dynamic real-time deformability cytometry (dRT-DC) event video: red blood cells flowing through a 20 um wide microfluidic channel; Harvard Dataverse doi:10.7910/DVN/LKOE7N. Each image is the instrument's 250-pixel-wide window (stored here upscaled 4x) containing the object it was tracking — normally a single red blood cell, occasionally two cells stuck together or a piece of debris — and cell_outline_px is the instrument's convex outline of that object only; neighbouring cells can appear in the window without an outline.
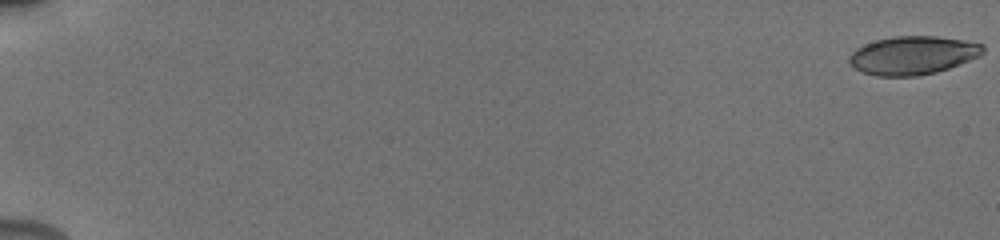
{"species": "human", "species_latin": "Homo sapiens", "temperature_condition": "cold", "stored_images_in_passage": 63, "camera_frame_rate_fps": 3000, "um_per_image_px": 0.085, "donor": {"sex": "male"}, "frame": {"image": 1, "passage_image": 1, "time_ms": 0.0, "image_size_px": [1000, 240], "cell_outline_px": [[984, 52], [980, 56], [948, 68], [936, 72], [916, 76], [876, 76], [864, 72], [856, 68], [848, 60], [848, 56], [856, 48], [864, 44], [876, 40], [892, 36], [936, 36], [964, 40], [984, 44]], "centroid_in_image_um": [77.6, 4.69], "position_along_channel_um": 7.4, "area_um2": 29.88}}
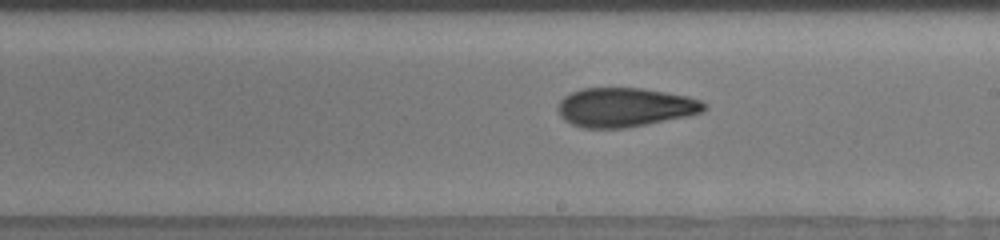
{"frame": {"image": 2, "passage_image": 39, "time_ms": 11.333, "image_size_px": [1000, 240], "cell_outline_px": [[708, 108], [700, 112], [688, 116], [628, 128], [584, 128], [572, 124], [564, 120], [560, 116], [556, 108], [560, 100], [564, 96], [580, 88], [640, 88], [688, 96], [700, 100], [708, 104]], "centroid_in_image_um": [53.11, 9.12], "position_along_channel_um": 235.9, "area_um2": 33.52}}
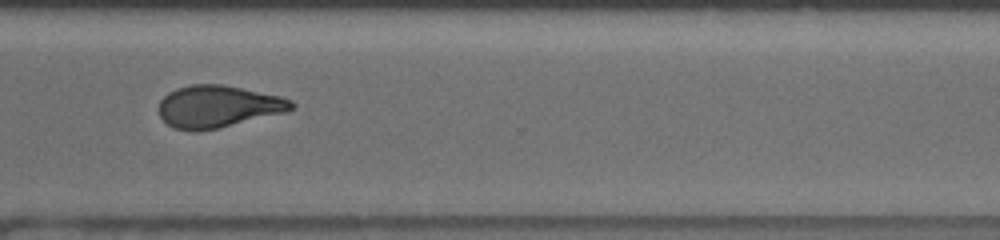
{"frame": {"image": 3, "passage_image": 50, "time_ms": 14.333, "image_size_px": [1000, 240], "cell_outline_px": [[296, 104], [292, 108], [284, 112], [220, 128], [196, 132], [192, 132], [172, 128], [160, 116], [160, 100], [168, 92], [176, 88], [192, 84], [224, 84], [280, 96], [292, 100]], "centroid_in_image_um": [18.51, 9.05], "position_along_channel_um": 352.1, "area_um2": 32.66}, "authors_computed_cell_mechanics": {"area_um2": 32.5992, "velocity_mm_per_s": 3.8789, "shape_relaxation_time_tau1_ms": null, "shape_relaxation_time_tau2_ms": 2.4918, "deformation_change_tau1": null, "deformation_change_tau2": 0.0971}}